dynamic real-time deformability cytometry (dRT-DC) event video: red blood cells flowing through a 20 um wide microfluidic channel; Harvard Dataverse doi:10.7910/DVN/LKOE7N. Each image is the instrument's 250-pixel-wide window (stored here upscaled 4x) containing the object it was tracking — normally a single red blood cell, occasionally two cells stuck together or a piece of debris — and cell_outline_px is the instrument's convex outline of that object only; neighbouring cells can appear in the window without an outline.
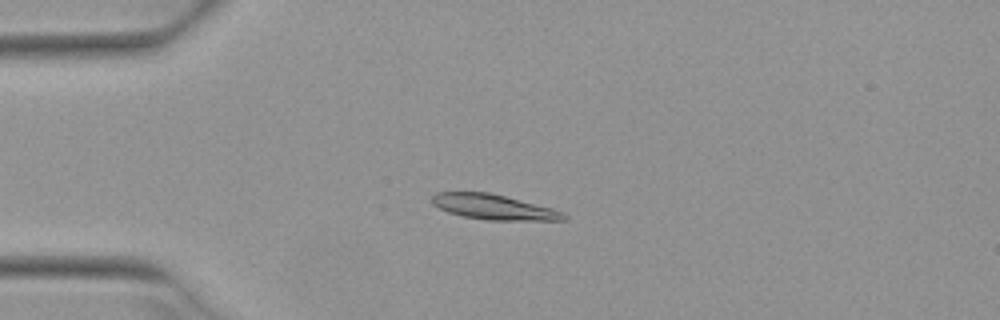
{"species": "Egyptian fruit bat (a non-hibernating species)", "species_latin": "Rousettus aegyptiacus", "temperature_condition": "warm", "stored_images_in_passage": 16, "camera_frame_rate_fps": 3000, "um_per_image_px": 0.085, "animal": {"sex": "female"}, "frame": {"image": 1, "passage_image": 13, "time_ms": 4.0, "image_size_px": [1000, 320], "cell_outline_px": [[568, 220], [488, 220], [464, 216], [448, 212], [432, 204], [432, 196], [436, 192], [488, 192], [552, 208], [564, 212], [568, 216]], "centroid_in_image_um": [41.98, 17.6], "position_along_channel_um": 43.0, "area_um2": 19.13}}